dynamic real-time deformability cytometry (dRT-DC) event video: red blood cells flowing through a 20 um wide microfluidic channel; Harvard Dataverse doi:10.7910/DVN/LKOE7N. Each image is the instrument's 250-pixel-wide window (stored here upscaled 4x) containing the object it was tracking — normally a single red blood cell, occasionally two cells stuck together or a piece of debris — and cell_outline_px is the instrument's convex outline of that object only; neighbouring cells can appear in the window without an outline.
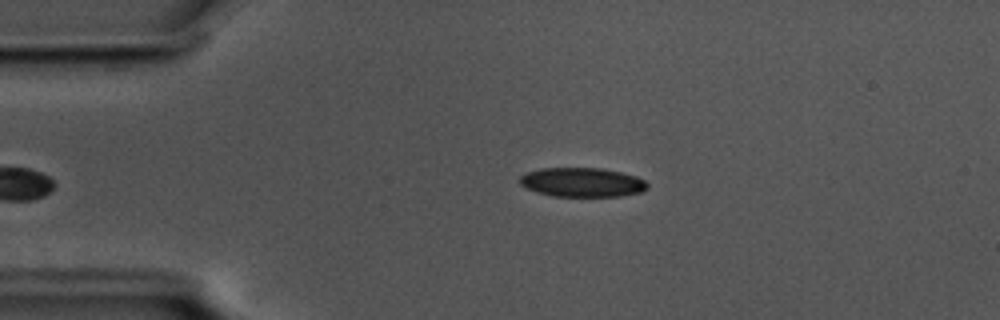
{"species": "common noctule bat (a hibernating species)", "species_latin": "Nyctalus noctula", "temperature_condition": "cold", "stored_images_in_passage": 50, "camera_frame_rate_fps": 3000, "um_per_image_px": 0.085, "animal": {"sex": "male", "body_mass_g": 17.5, "forearm_length_mm": 52.3}, "frame": {"image": 1, "passage_image": 9, "time_ms": 2.667, "image_size_px": [1000, 320], "cell_outline_px": [[648, 188], [640, 192], [620, 196], [552, 196], [536, 192], [520, 184], [520, 176], [524, 172], [540, 168], [600, 168], [620, 172], [636, 176], [644, 180], [648, 184]], "centroid_in_image_um": [49.46, 15.49], "position_along_channel_um": 35.5, "area_um2": 21.73}}
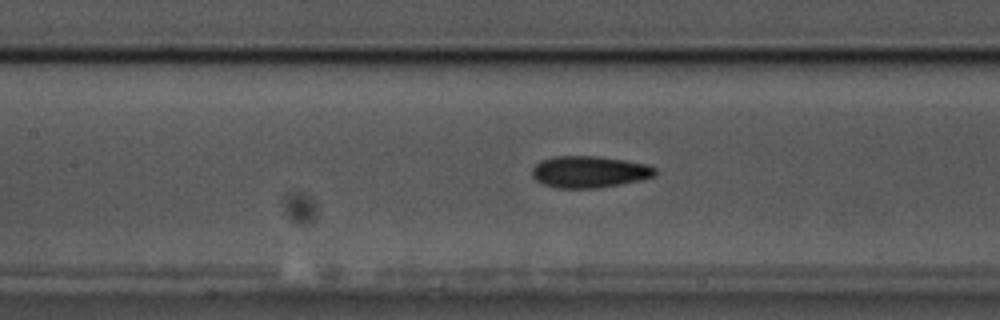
{"frame": {"image": 2, "passage_image": 22, "time_ms": 7.0, "image_size_px": [1000, 320], "cell_outline_px": [[656, 172], [652, 176], [640, 180], [620, 184], [596, 188], [556, 188], [544, 184], [536, 180], [532, 176], [532, 168], [540, 160], [556, 156], [596, 156], [624, 160], [648, 164], [656, 168]], "centroid_in_image_um": [50.07, 14.6], "position_along_channel_um": 157.3, "area_um2": 22.66}}
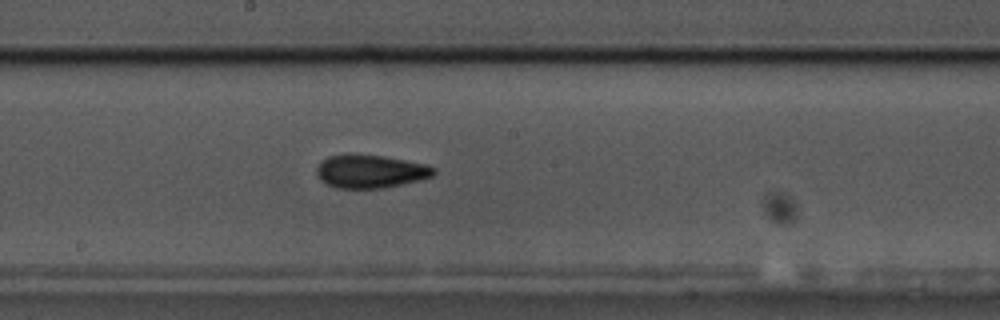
{"frame": {"image": 3, "passage_image": 27, "time_ms": 8.667, "image_size_px": [1000, 320], "cell_outline_px": [[436, 172], [432, 176], [420, 180], [384, 188], [336, 188], [324, 184], [320, 180], [316, 172], [316, 168], [328, 156], [348, 152], [384, 156], [428, 164], [436, 168]], "centroid_in_image_um": [31.48, 14.55], "position_along_channel_um": 216.7, "area_um2": 23.18}, "authors_computed_cell_mechanics": {"area_um2": 21.675, "velocity_mm_per_s": 3.5911, "shape_relaxation_time_tau1_ms": 4.7192, "shape_relaxation_time_tau2_ms": 2.7481, "deformation_change_tau1": 0.1145, "deformation_change_tau2": 0.0864}}